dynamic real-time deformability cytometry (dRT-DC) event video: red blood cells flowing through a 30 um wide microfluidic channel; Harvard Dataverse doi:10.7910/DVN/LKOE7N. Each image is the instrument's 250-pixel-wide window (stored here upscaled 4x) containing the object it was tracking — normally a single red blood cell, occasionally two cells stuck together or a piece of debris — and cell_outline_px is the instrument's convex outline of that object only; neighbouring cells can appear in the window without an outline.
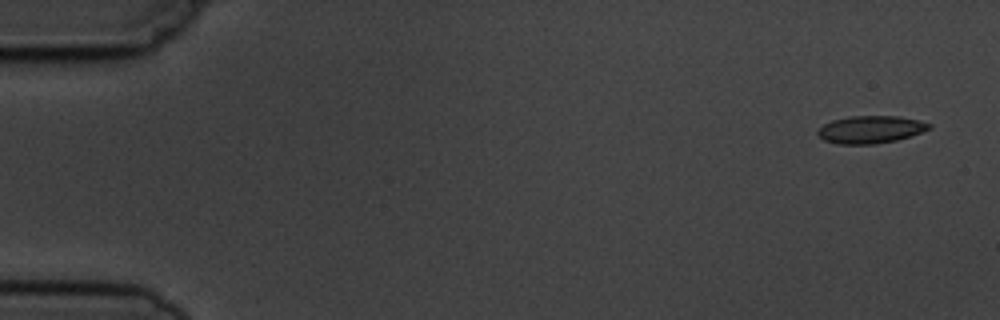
{"species": "common noctule bat (a hibernating species)", "species_latin": "Nyctalus noctula", "temperature_condition": "cold", "stored_images_in_passage": 5, "camera_frame_rate_fps": 3000, "um_per_image_px": 0.085, "animal": {"sex": "male", "body_mass_g": 19.5, "forearm_length_mm": 54.6}, "frame": {"image": 1, "passage_image": 1, "time_ms": 0.0, "image_size_px": [1000, 320], "cell_outline_px": [[932, 128], [896, 140], [876, 144], [836, 144], [824, 140], [816, 132], [824, 124], [832, 120], [848, 116], [900, 116], [932, 124]], "centroid_in_image_um": [73.97, 11.0], "position_along_channel_um": 11.0, "area_um2": 17.74}}
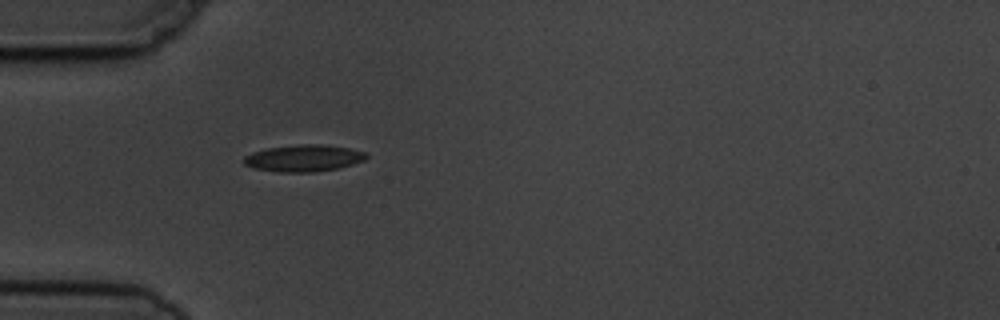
{"frame": {"image": 2, "passage_image": 5, "time_ms": 4.667, "image_size_px": [1000, 320], "cell_outline_px": [[368, 156], [364, 160], [352, 164], [336, 168], [316, 172], [280, 172], [252, 168], [244, 164], [244, 156], [252, 152], [268, 148], [300, 144], [320, 144], [348, 148], [364, 152]], "centroid_in_image_um": [25.78, 13.44], "position_along_channel_um": 59.2, "area_um2": 18.96}}